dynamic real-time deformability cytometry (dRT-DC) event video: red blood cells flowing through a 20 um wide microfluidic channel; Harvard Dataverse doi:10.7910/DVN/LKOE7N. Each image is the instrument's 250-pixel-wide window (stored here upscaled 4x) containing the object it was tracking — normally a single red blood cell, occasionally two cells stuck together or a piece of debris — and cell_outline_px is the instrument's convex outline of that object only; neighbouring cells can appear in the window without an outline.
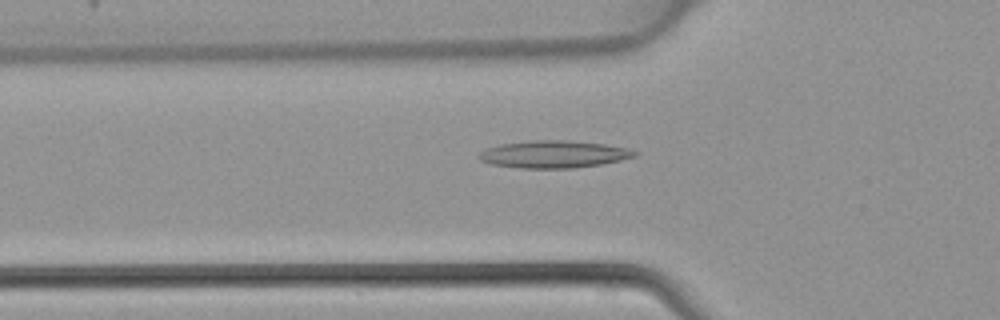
{"species": "common noctule bat (a hibernating species)", "species_latin": "Nyctalus noctula", "temperature_condition": "warm", "stored_images_in_passage": 44, "camera_frame_rate_fps": 3000, "um_per_image_px": 0.085, "animal": {"sex": "female", "body_mass_g": 22.7, "forearm_length_mm": 54.2}, "frame": {"image": 1, "passage_image": 15, "time_ms": 4.667, "image_size_px": [1000, 320], "cell_outline_px": [[640, 152], [636, 156], [620, 160], [600, 164], [572, 168], [520, 168], [492, 164], [480, 160], [476, 156], [480, 152], [488, 148], [500, 144], [532, 140], [568, 140], [604, 144], [628, 148]], "centroid_in_image_um": [47.07, 13.1], "position_along_channel_um": 78.7, "area_um2": 24.74}}
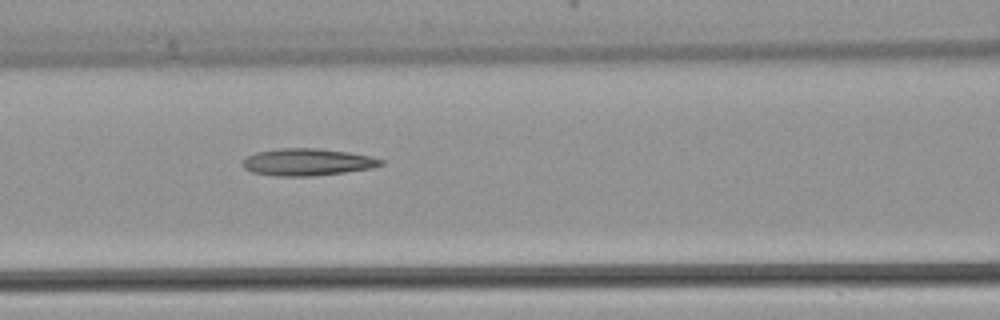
{"frame": {"image": 2, "passage_image": 19, "time_ms": 6.0, "image_size_px": [1000, 320], "cell_outline_px": [[384, 164], [372, 168], [344, 172], [312, 176], [276, 176], [252, 172], [244, 168], [240, 164], [248, 156], [256, 152], [280, 148], [316, 148], [348, 152], [368, 156], [384, 160]], "centroid_in_image_um": [26.1, 13.78], "position_along_channel_um": 140.5, "area_um2": 21.73}}
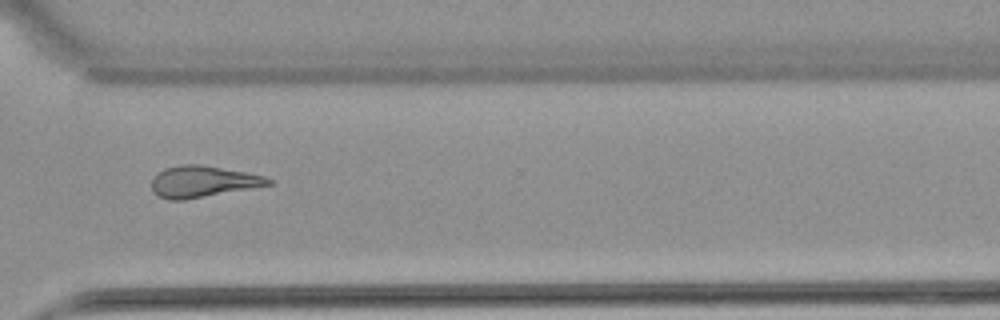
{"frame": {"image": 3, "passage_image": 33, "time_ms": 10.667, "image_size_px": [1000, 320], "cell_outline_px": [[272, 184], [184, 200], [168, 200], [160, 196], [152, 188], [152, 176], [164, 168], [184, 164], [200, 164], [244, 172], [264, 176], [272, 180]], "centroid_in_image_um": [17.2, 15.42], "position_along_channel_um": 353.4, "area_um2": 21.04}}